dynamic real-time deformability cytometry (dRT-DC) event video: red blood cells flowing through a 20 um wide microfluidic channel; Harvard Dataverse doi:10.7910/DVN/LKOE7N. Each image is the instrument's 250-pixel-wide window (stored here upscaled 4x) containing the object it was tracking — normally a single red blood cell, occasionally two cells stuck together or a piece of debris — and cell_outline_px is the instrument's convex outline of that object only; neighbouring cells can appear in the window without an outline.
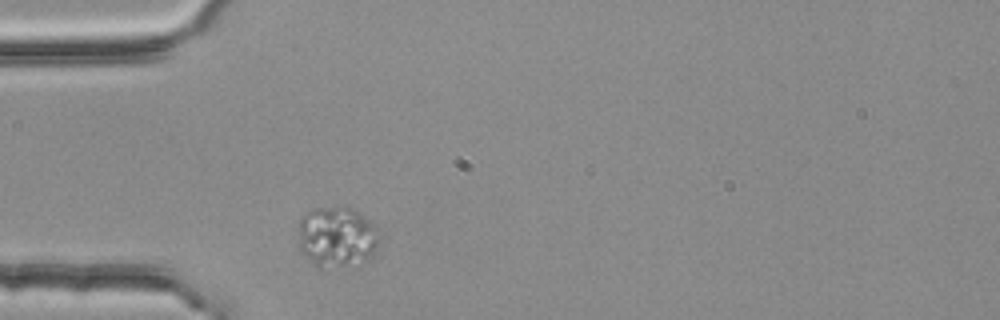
{"species": "common noctule bat (a hibernating species)", "species_latin": "Nyctalus noctula", "temperature_condition": "room temperature", "stored_images_in_passage": 1, "camera_frame_rate_fps": 3000, "um_per_image_px": 0.085, "animal": {"sex": "female", "body_mass_g": 25.1}, "frame": {"image": 1, "passage_image": 1, "time_ms": 0.0, "image_size_px": [1000, 320], "cell_outline_px": [[376, 248], [372, 256], [368, 260], [320, 268], [304, 256], [300, 252], [300, 216], [312, 208], [352, 208], [364, 216], [368, 220], [372, 228], [376, 240]], "centroid_in_image_um": [28.55, 20.13], "position_along_channel_um": 56.4, "area_um2": 27.51}}